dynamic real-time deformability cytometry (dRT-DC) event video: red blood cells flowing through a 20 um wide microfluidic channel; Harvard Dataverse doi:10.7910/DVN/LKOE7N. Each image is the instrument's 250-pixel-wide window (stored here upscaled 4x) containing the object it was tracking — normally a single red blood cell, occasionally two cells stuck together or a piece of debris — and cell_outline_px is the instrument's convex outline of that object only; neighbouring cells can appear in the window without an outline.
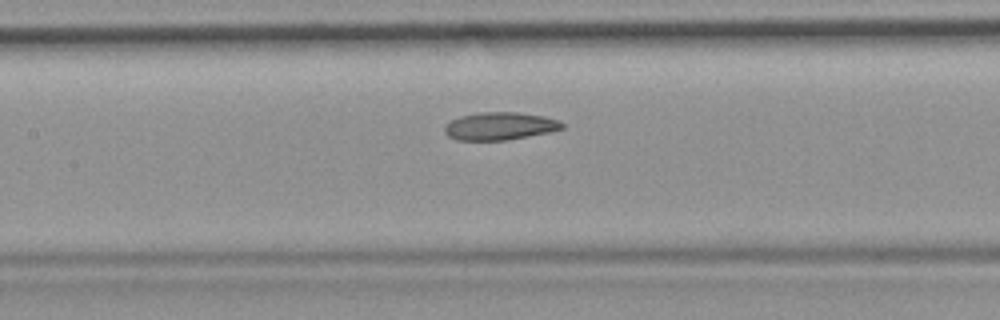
{"species": "common noctule bat (a hibernating species)", "species_latin": "Nyctalus noctula", "temperature_condition": "room temperature", "stored_images_in_passage": 31, "camera_frame_rate_fps": 3000, "um_per_image_px": 0.085, "animal": {"sex": "female", "body_mass_g": 19.9}, "frame": {"image": 1, "passage_image": 14, "time_ms": 4.333, "image_size_px": [1000, 320], "cell_outline_px": [[564, 128], [552, 132], [508, 140], [456, 140], [448, 136], [444, 132], [444, 128], [452, 120], [460, 116], [480, 112], [516, 112], [544, 116], [560, 120], [564, 124]], "centroid_in_image_um": [42.53, 10.72], "position_along_channel_um": 164.9, "area_um2": 19.13}}